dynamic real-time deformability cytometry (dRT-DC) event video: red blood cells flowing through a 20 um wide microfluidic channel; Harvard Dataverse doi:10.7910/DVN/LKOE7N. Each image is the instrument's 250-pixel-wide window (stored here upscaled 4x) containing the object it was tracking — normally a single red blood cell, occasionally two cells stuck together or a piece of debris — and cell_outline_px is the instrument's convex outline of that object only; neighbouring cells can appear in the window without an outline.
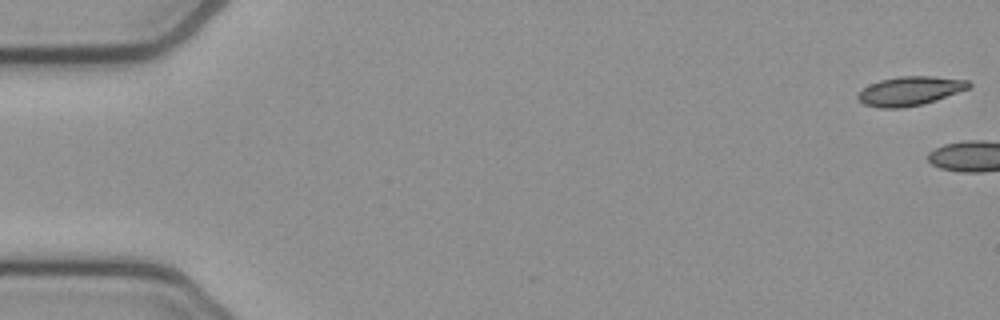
{"species": "common noctule bat (a hibernating species)", "species_latin": "Nyctalus noctula", "temperature_condition": "cold", "stored_images_in_passage": 3, "camera_frame_rate_fps": 3000, "um_per_image_px": 0.085, "animal": {"sex": "female", "body_mass_g": 21.9}, "frame": {"image": 1, "passage_image": 1, "time_ms": 0.0, "image_size_px": [1000, 320], "cell_outline_px": [[972, 84], [968, 88], [936, 100], [924, 104], [900, 108], [880, 108], [864, 104], [856, 96], [864, 88], [880, 80], [896, 76], [932, 76], [968, 80]], "centroid_in_image_um": [77.35, 7.73], "position_along_channel_um": 7.7, "area_um2": 18.61}}